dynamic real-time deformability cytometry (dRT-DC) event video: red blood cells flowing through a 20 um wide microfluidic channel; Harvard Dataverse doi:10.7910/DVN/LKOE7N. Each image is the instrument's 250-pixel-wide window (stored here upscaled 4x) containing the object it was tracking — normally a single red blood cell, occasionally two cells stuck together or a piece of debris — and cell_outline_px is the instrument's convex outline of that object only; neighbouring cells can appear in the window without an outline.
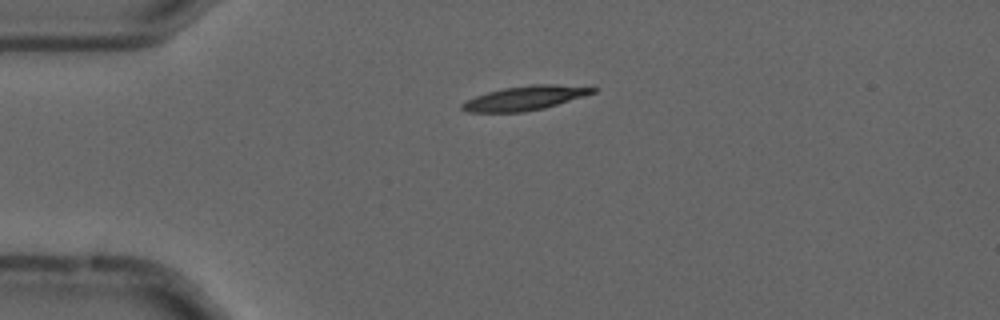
{"species": "common noctule bat (a hibernating species)", "species_latin": "Nyctalus noctula", "temperature_condition": "cold", "stored_images_in_passage": 55, "camera_frame_rate_fps": 3000, "um_per_image_px": 0.085, "animal": {"sex": "male", "forearm_length_mm": 52.5}, "frame": {"image": 1, "passage_image": 13, "time_ms": 4.0, "image_size_px": [1000, 320], "cell_outline_px": [[600, 88], [596, 92], [584, 96], [544, 108], [524, 112], [468, 112], [460, 108], [460, 104], [476, 96], [488, 92], [504, 88], [532, 84], [556, 84]], "centroid_in_image_um": [44.64, 8.33], "position_along_channel_um": 40.4, "area_um2": 18.38}}
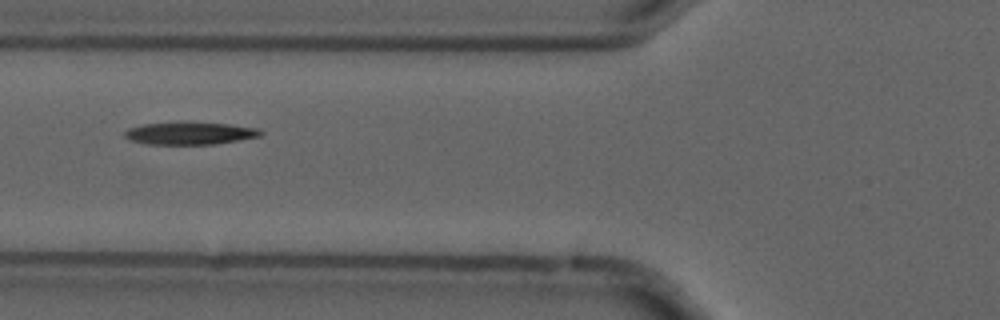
{"frame": {"image": 2, "passage_image": 21, "time_ms": 6.667, "image_size_px": [1000, 320], "cell_outline_px": [[264, 132], [260, 136], [216, 144], [148, 144], [132, 140], [124, 136], [124, 132], [128, 128], [144, 124], [184, 120], [228, 124], [260, 128]], "centroid_in_image_um": [16.16, 11.29], "position_along_channel_um": 109.6, "area_um2": 18.26}}
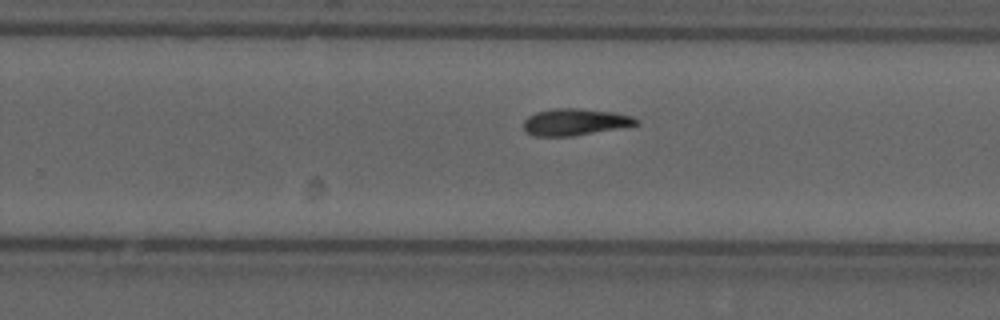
{"frame": {"image": 3, "passage_image": 35, "time_ms": 11.333, "image_size_px": [1000, 320], "cell_outline_px": [[640, 124], [620, 128], [572, 136], [532, 136], [524, 132], [524, 120], [528, 116], [536, 112], [552, 108], [580, 108], [616, 112], [632, 116], [640, 120]], "centroid_in_image_um": [48.88, 10.36], "position_along_channel_um": 280.9, "area_um2": 17.86}, "authors_computed_cell_mechanics": {"area_um2": 17.3978, "velocity_mm_per_s": 3.6753, "shape_relaxation_time_tau1_ms": 4.9616, "shape_relaxation_time_tau2_ms": 4.1974, "deformation_change_tau1": 0.1639, "deformation_change_tau2": 0.1212}}